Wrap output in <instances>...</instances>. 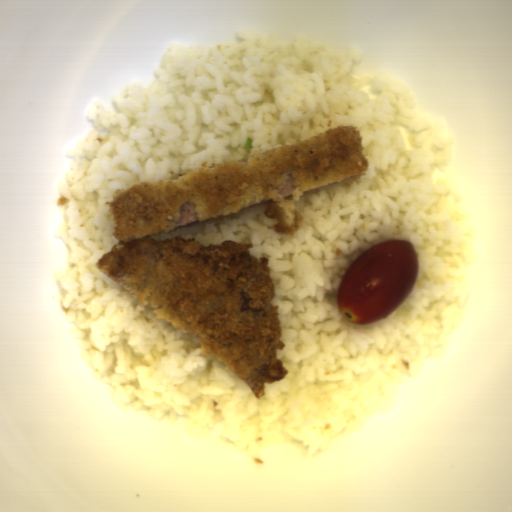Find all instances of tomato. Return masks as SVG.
I'll use <instances>...</instances> for the list:
<instances>
[{
	"instance_id": "tomato-1",
	"label": "tomato",
	"mask_w": 512,
	"mask_h": 512,
	"mask_svg": "<svg viewBox=\"0 0 512 512\" xmlns=\"http://www.w3.org/2000/svg\"><path fill=\"white\" fill-rule=\"evenodd\" d=\"M419 276V258L409 241L387 239L361 253L343 275L338 310L352 324L381 321L409 296Z\"/></svg>"
}]
</instances>
